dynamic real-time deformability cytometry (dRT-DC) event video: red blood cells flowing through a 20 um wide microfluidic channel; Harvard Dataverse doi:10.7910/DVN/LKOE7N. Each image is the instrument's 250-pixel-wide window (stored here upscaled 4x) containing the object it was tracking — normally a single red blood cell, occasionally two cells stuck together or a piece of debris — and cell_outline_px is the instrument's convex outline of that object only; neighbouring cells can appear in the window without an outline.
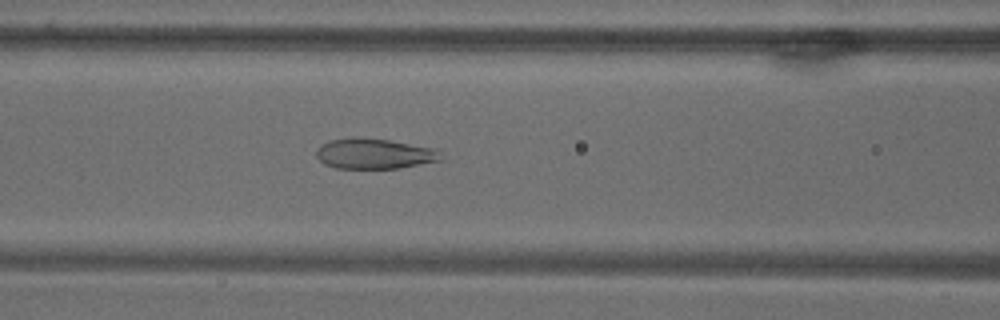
{"species": "common noctule bat (a hibernating species)", "species_latin": "Nyctalus noctula", "temperature_condition": "warm", "stored_images_in_passage": 72, "camera_frame_rate_fps": 3000, "um_per_image_px": 0.085, "animal": {"sex": "male", "body_mass_g": 18.8}, "frame": {"image": 1, "passage_image": 32, "time_ms": 10.333, "image_size_px": [1000, 320], "cell_outline_px": [[444, 160], [400, 168], [336, 168], [324, 164], [316, 156], [316, 148], [320, 144], [328, 140], [352, 136], [360, 136], [388, 140], [436, 148], [440, 152]], "centroid_in_image_um": [31.8, 13.04], "position_along_channel_um": 134.8, "area_um2": 22.54}}
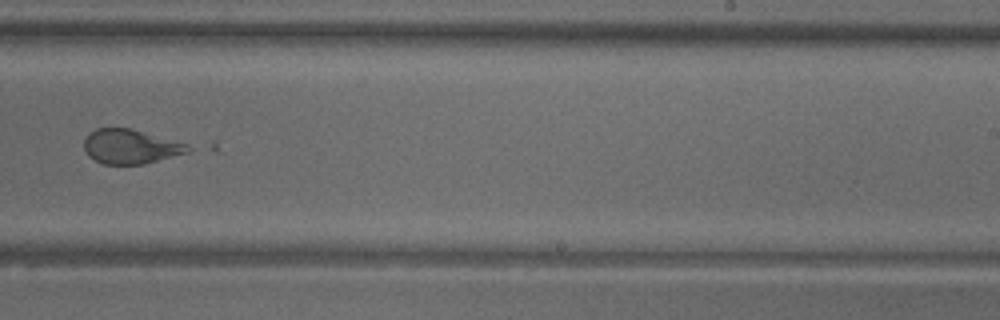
{"frame": {"image": 2, "passage_image": 47, "time_ms": 15.333, "image_size_px": [1000, 320], "cell_outline_px": [[196, 148], [192, 152], [144, 164], [104, 164], [88, 156], [84, 148], [84, 140], [88, 132], [96, 128], [128, 128], [188, 144]], "centroid_in_image_um": [11.13, 12.47], "position_along_channel_um": 277.9, "area_um2": 20.98}}
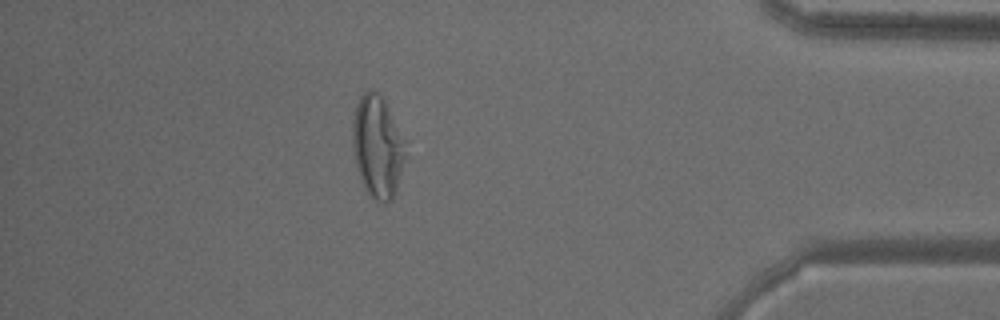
{"frame": {"image": 3, "passage_image": 64, "time_ms": 21.0, "image_size_px": [1000, 320], "cell_outline_px": [[408, 140], [404, 160], [396, 192], [392, 200], [384, 204], [376, 200], [364, 188], [356, 164], [352, 148], [352, 124], [356, 104], [360, 96], [368, 88], [372, 88], [384, 100]], "centroid_in_image_um": [32.11, 12.43], "position_along_channel_um": 403.1, "area_um2": 32.02}}